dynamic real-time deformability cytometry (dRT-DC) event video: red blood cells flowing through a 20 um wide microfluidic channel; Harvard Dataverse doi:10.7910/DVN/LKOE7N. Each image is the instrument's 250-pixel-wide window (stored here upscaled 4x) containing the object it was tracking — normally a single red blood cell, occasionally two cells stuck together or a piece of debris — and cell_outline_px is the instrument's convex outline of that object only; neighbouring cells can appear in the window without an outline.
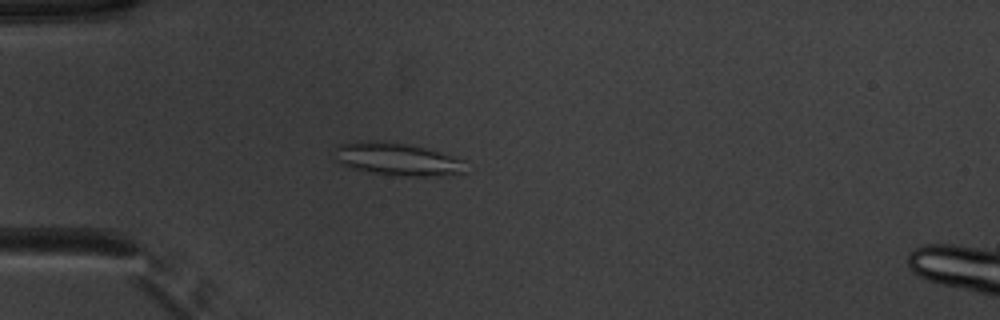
{"species": "common noctule bat (a hibernating species)", "species_latin": "Nyctalus noctula", "temperature_condition": "warm", "stored_images_in_passage": 53, "camera_frame_rate_fps": 3000, "um_per_image_px": 0.085, "animal": {"sex": "male", "body_mass_g": 20.1, "forearm_length_mm": 53.5}, "frame": {"image": 1, "passage_image": 16, "time_ms": 5.0, "image_size_px": [1000, 320], "cell_outline_px": [[464, 172], [440, 176], [400, 176], [368, 172], [352, 168], [340, 164], [332, 160], [336, 144], [360, 140], [384, 140], [408, 144], [424, 148], [464, 160]], "centroid_in_image_um": [33.63, 13.51], "position_along_channel_um": 51.4, "area_um2": 25.37}}
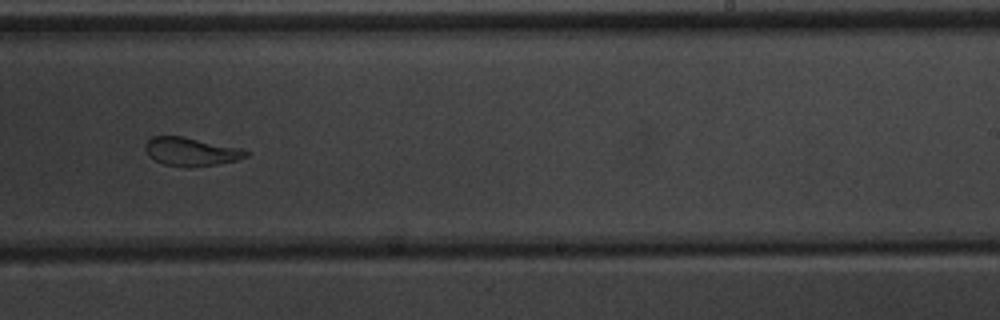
{"frame": {"image": 2, "passage_image": 34, "time_ms": 11.0, "image_size_px": [1000, 320], "cell_outline_px": [[252, 152], [248, 156], [236, 160], [216, 164], [192, 168], [164, 164], [148, 156], [144, 148], [144, 144], [152, 136], [184, 136], [244, 148]], "centroid_in_image_um": [16.28, 12.88], "position_along_channel_um": 272.7, "area_um2": 17.05}}
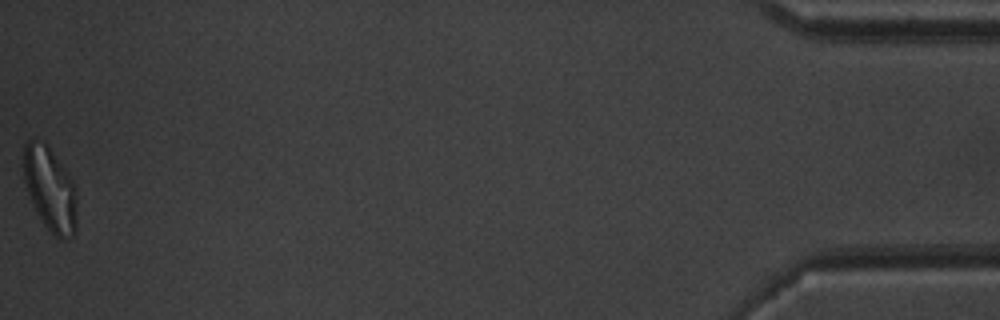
{"frame": {"image": 3, "passage_image": 53, "time_ms": 17.333, "image_size_px": [1000, 320], "cell_outline_px": [[76, 232], [68, 240], [60, 240], [44, 224], [36, 212], [32, 204], [24, 180], [24, 144], [28, 140], [44, 140], [48, 144], [68, 172], [76, 188]], "centroid_in_image_um": [4.28, 16.06], "position_along_channel_um": 430.9, "area_um2": 26.41}, "authors_computed_cell_mechanics": {"area_um2": 22.0796, "velocity_mm_per_s": 3.9281, "shape_relaxation_time_tau1_ms": 9.6178, "shape_relaxation_time_tau2_ms": 1.6938, "deformation_change_tau1": 0.2357, "deformation_change_tau2": 0.0976}}